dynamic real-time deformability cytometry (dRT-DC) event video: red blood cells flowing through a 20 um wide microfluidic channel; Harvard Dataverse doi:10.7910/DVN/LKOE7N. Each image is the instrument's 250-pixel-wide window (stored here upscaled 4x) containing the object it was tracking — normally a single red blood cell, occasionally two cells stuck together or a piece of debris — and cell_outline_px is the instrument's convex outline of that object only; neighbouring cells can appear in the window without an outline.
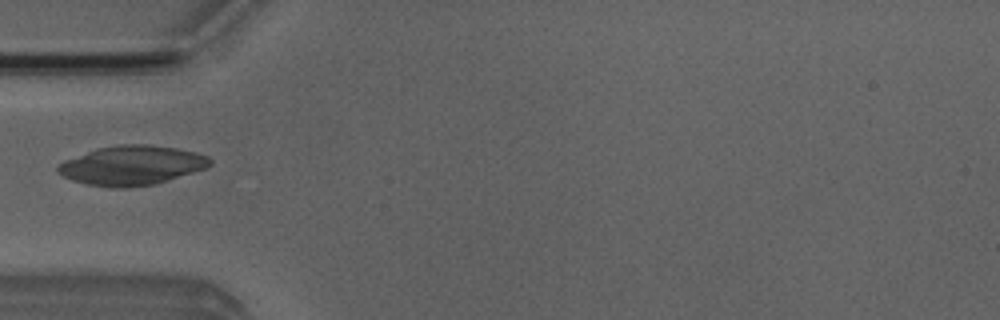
{"species": "Egyptian fruit bat (a non-hibernating species)", "species_latin": "Rousettus aegyptiacus", "temperature_condition": "room temperature", "stored_images_in_passage": 6, "camera_frame_rate_fps": 3000, "um_per_image_px": 0.085, "animal": {"sex": "male"}, "frame": {"image": 1, "passage_image": 5, "time_ms": 4.667, "image_size_px": [1000, 320], "cell_outline_px": [[212, 164], [208, 168], [156, 184], [128, 188], [112, 188], [88, 184], [72, 180], [56, 172], [56, 164], [64, 160], [96, 148], [120, 144], [148, 144], [176, 148], [196, 152], [208, 156], [212, 160]], "centroid_in_image_um": [11.21, 14.06], "position_along_channel_um": 73.8, "area_um2": 35.37}}